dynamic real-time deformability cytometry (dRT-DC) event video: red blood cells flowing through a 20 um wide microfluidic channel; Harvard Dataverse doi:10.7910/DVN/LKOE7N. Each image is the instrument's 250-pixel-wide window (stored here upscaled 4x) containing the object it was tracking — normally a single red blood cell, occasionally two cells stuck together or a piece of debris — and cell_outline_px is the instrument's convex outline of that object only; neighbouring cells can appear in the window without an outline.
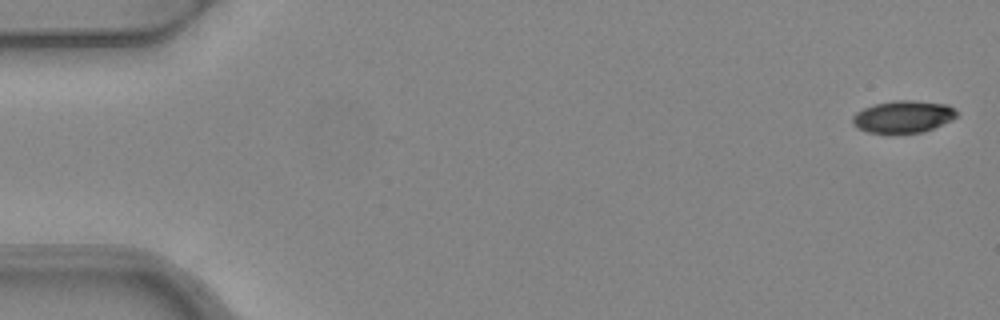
{"species": "common noctule bat (a hibernating species)", "species_latin": "Nyctalus noctula", "temperature_condition": "warm", "stored_images_in_passage": 5, "camera_frame_rate_fps": 3000, "um_per_image_px": 0.085, "animal": {"sex": "female", "body_mass_g": 24.6, "forearm_length_mm": 56.2}, "frame": {"image": 1, "passage_image": 1, "time_ms": 0.0, "image_size_px": [1000, 320], "cell_outline_px": [[956, 116], [952, 120], [924, 132], [892, 136], [888, 136], [868, 132], [856, 128], [852, 124], [852, 116], [856, 112], [864, 108], [876, 104], [896, 100], [916, 100], [948, 104], [956, 112]], "centroid_in_image_um": [76.72, 9.97], "position_along_channel_um": 8.3, "area_um2": 20.23}}
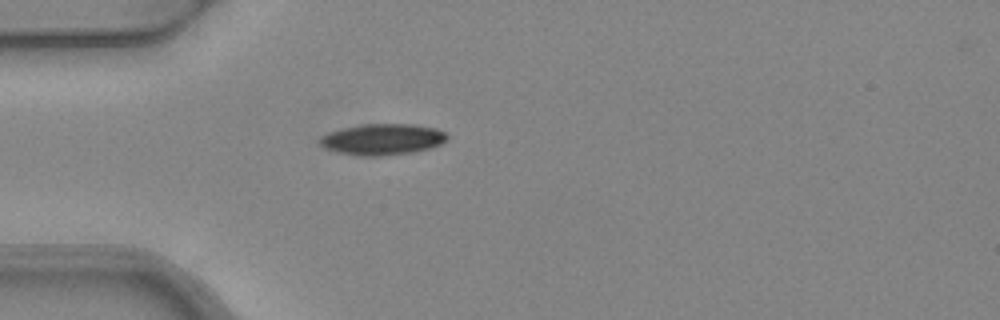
{"frame": {"image": 2, "passage_image": 5, "time_ms": 1.333, "image_size_px": [1000, 320], "cell_outline_px": [[448, 140], [432, 148], [416, 152], [380, 156], [364, 156], [336, 152], [324, 148], [316, 140], [320, 136], [328, 132], [340, 128], [364, 124], [416, 124], [436, 128], [444, 132], [448, 136]], "centroid_in_image_um": [32.49, 11.84], "position_along_channel_um": 52.5, "area_um2": 23.52}}